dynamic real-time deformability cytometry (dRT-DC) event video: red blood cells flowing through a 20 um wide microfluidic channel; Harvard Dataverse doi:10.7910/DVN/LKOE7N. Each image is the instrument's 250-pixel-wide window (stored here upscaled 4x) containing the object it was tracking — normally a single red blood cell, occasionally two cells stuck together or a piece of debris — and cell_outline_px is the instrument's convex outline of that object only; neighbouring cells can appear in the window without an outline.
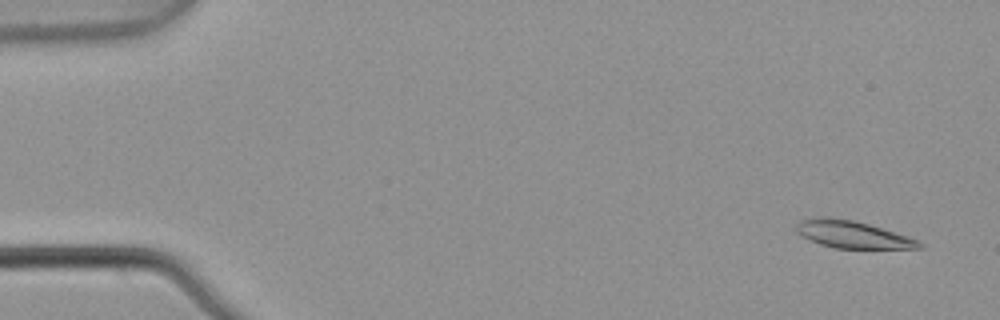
{"species": "common noctule bat (a hibernating species)", "species_latin": "Nyctalus noctula", "temperature_condition": "warm", "stored_images_in_passage": 7, "camera_frame_rate_fps": 3000, "um_per_image_px": 0.085, "animal": {"sex": "male", "body_mass_g": 21.5, "forearm_length_mm": 52.0}, "frame": {"image": 1, "passage_image": 1, "time_ms": 0.0, "image_size_px": [1000, 320], "cell_outline_px": [[924, 248], [836, 248], [820, 244], [796, 232], [796, 224], [800, 220], [816, 216], [828, 216], [852, 220], [868, 224], [908, 236], [924, 244]], "centroid_in_image_um": [72.44, 19.91], "position_along_channel_um": 12.6, "area_um2": 19.36}}
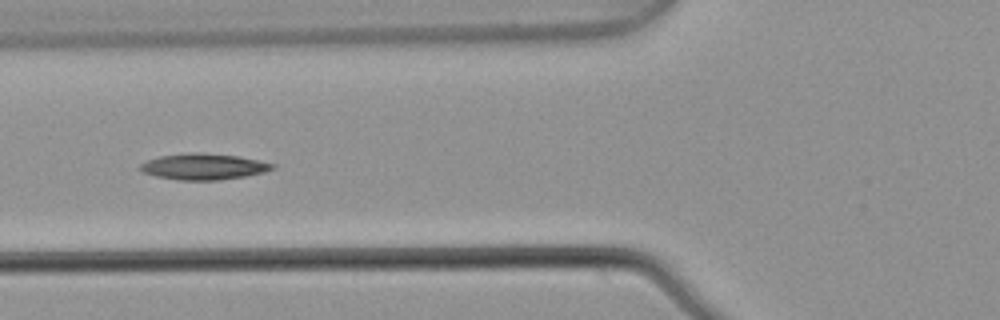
{"frame": {"image": 2, "passage_image": 6, "time_ms": 1.667, "image_size_px": [1000, 320], "cell_outline_px": [[276, 168], [264, 172], [244, 176], [220, 180], [180, 180], [156, 176], [144, 172], [136, 168], [140, 164], [148, 160], [160, 156], [192, 152], [236, 156], [276, 164]], "centroid_in_image_um": [17.29, 14.17], "position_along_channel_um": 108.5, "area_um2": 19.88}}
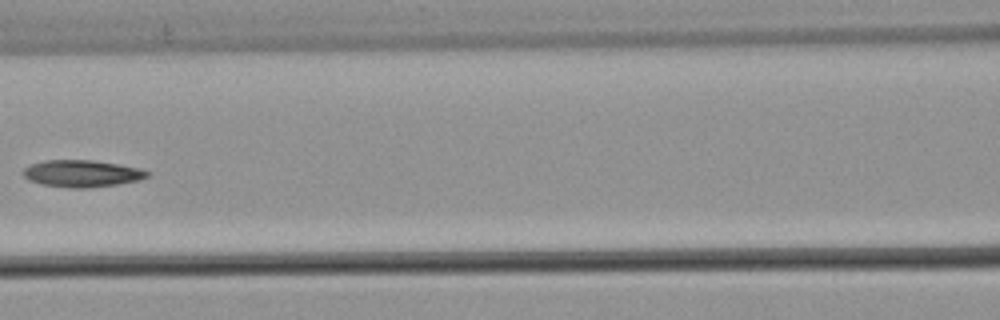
{"frame": {"image": 3, "passage_image": 7, "time_ms": 2.0, "image_size_px": [1000, 320], "cell_outline_px": [[152, 172], [148, 176], [140, 180], [116, 184], [88, 188], [68, 188], [40, 184], [28, 180], [20, 172], [24, 168], [32, 164], [44, 160], [92, 160], [120, 164], [140, 168]], "centroid_in_image_um": [6.96, 14.75], "position_along_channel_um": 159.6, "area_um2": 19.71}}